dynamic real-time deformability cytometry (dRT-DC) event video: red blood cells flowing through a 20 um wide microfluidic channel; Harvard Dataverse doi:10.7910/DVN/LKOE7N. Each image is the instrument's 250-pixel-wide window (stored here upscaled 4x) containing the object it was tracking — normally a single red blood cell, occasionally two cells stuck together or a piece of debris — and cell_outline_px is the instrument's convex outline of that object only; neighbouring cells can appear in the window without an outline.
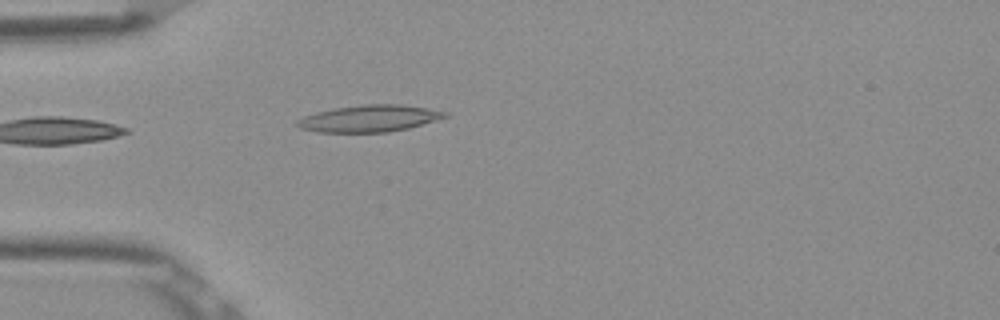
{"species": "Egyptian fruit bat (a non-hibernating species)", "species_latin": "Rousettus aegyptiacus", "temperature_condition": "room temperature", "stored_images_in_passage": 4, "camera_frame_rate_fps": 3000, "um_per_image_px": 0.085, "frame": {"image": 1, "passage_image": 4, "time_ms": 1.0, "image_size_px": [1000, 320], "cell_outline_px": [[448, 116], [408, 128], [388, 132], [316, 132], [300, 128], [296, 124], [296, 120], [304, 116], [316, 112], [332, 108], [364, 104], [400, 104], [448, 112]], "centroid_in_image_um": [31.34, 10.07], "position_along_channel_um": 53.7, "area_um2": 22.95}}